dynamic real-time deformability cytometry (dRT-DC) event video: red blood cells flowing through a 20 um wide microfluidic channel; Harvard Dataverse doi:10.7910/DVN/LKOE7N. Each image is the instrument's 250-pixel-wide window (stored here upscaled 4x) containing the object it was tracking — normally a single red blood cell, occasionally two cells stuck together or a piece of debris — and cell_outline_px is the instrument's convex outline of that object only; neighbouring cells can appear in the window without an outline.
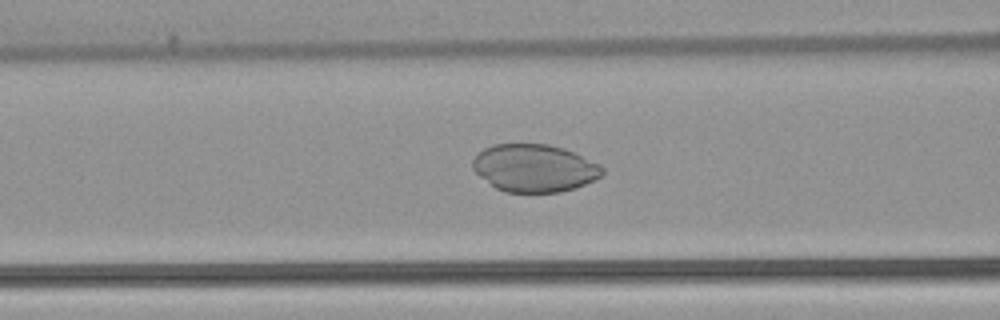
{"species": "common noctule bat (a hibernating species)", "species_latin": "Nyctalus noctula", "temperature_condition": "warm", "stored_images_in_passage": 52, "camera_frame_rate_fps": 3000, "um_per_image_px": 0.085, "animal": {"sex": "female", "body_mass_g": 22.7, "forearm_length_mm": 54.2}, "frame": {"image": 1, "passage_image": 21, "time_ms": 6.667, "image_size_px": [1000, 320], "cell_outline_px": [[604, 172], [600, 176], [576, 188], [560, 192], [504, 192], [496, 188], [480, 176], [472, 168], [472, 160], [476, 152], [492, 144], [548, 144], [564, 148], [600, 164], [604, 168]], "centroid_in_image_um": [45.39, 14.28], "position_along_channel_um": 121.2, "area_um2": 36.07}}
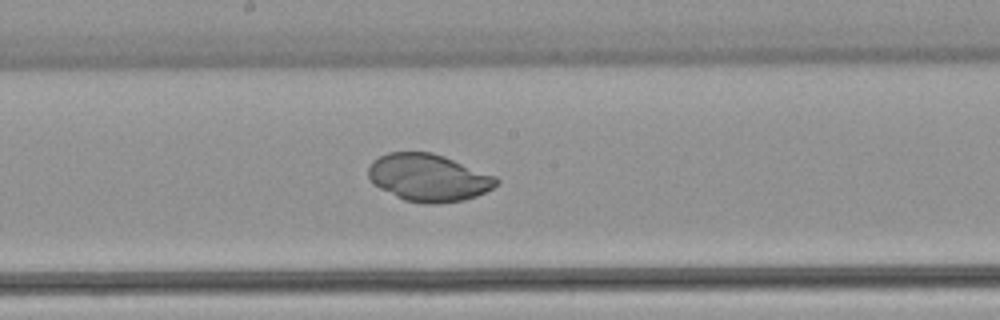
{"frame": {"image": 2, "passage_image": 28, "time_ms": 9.0, "image_size_px": [1000, 320], "cell_outline_px": [[500, 184], [476, 196], [464, 200], [436, 204], [424, 204], [404, 200], [372, 184], [368, 176], [368, 168], [372, 160], [388, 152], [432, 152], [444, 156], [496, 176], [500, 180]], "centroid_in_image_um": [36.42, 15.1], "position_along_channel_um": 211.8, "area_um2": 35.49}}
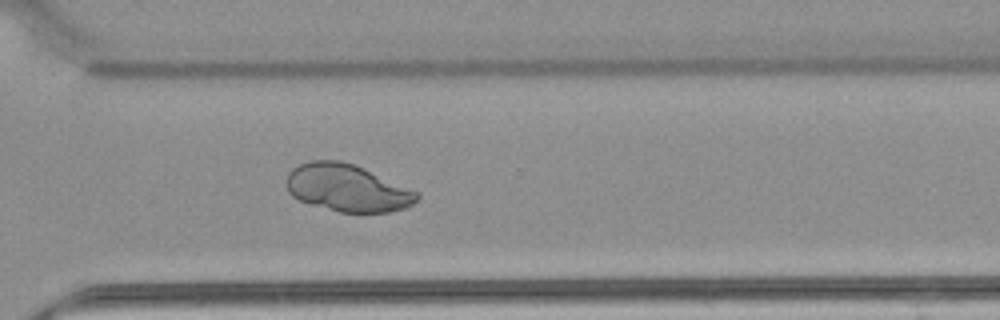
{"frame": {"image": 3, "passage_image": 38, "time_ms": 12.333, "image_size_px": [1000, 320], "cell_outline_px": [[420, 196], [408, 208], [388, 212], [340, 212], [312, 204], [300, 200], [292, 196], [288, 192], [284, 184], [288, 172], [292, 168], [308, 160], [340, 160], [352, 164], [420, 192]], "centroid_in_image_um": [29.49, 15.97], "position_along_channel_um": 341.1, "area_um2": 35.95}}